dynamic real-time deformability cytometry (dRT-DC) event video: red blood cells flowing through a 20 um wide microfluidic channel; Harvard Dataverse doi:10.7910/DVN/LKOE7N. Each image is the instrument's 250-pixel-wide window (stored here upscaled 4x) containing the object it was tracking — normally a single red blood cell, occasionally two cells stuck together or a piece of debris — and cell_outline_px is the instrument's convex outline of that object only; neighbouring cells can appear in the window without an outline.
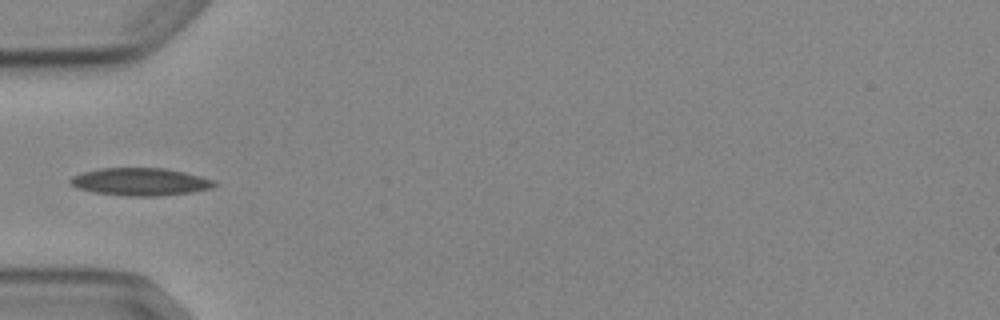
{"species": "Egyptian fruit bat (a non-hibernating species)", "species_latin": "Rousettus aegyptiacus", "temperature_condition": "cold", "stored_images_in_passage": 6, "camera_frame_rate_fps": 3000, "um_per_image_px": 0.085, "animal": {"sex": "female"}, "frame": {"image": 1, "passage_image": 5, "time_ms": 4.667, "image_size_px": [1000, 320], "cell_outline_px": [[220, 184], [212, 188], [192, 192], [160, 196], [124, 196], [92, 192], [76, 188], [68, 184], [68, 180], [72, 176], [80, 172], [100, 168], [164, 168], [184, 172], [200, 176], [212, 180]], "centroid_in_image_um": [11.87, 15.45], "position_along_channel_um": 73.1, "area_um2": 23.52}}
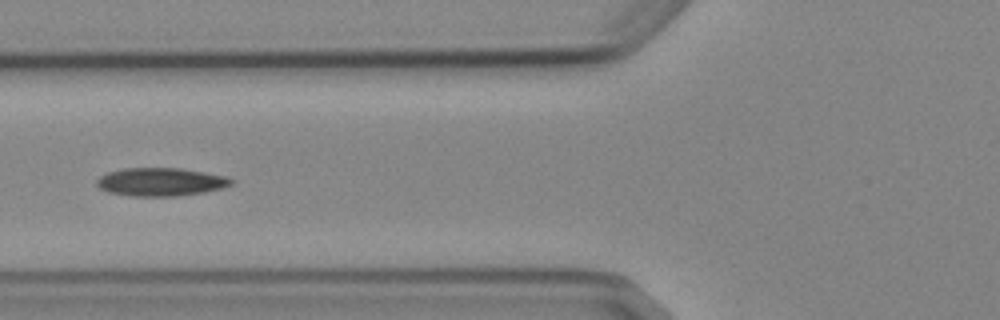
{"frame": {"image": 2, "passage_image": 6, "time_ms": 5.667, "image_size_px": [1000, 320], "cell_outline_px": [[236, 180], [232, 184], [220, 188], [204, 192], [176, 196], [132, 196], [108, 192], [100, 188], [96, 184], [96, 180], [100, 176], [108, 172], [124, 168], [180, 168], [228, 176]], "centroid_in_image_um": [13.67, 15.46], "position_along_channel_um": 112.1, "area_um2": 22.14}}